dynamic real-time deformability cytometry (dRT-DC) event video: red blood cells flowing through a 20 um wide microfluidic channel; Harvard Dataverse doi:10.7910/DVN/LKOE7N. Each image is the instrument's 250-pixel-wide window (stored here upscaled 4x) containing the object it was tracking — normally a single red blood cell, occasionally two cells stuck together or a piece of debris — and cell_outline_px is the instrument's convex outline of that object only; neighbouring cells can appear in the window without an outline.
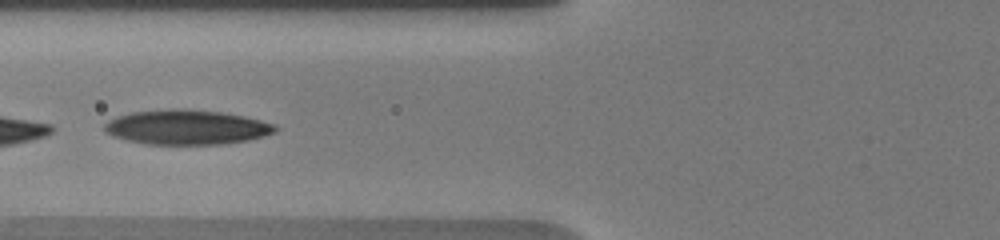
{"species": "human", "species_latin": "Homo sapiens", "temperature_condition": "warm", "stored_images_in_passage": 25, "segment_of_instrument_passage": [2, 2], "camera_frame_rate_fps": 3000, "um_per_image_px": 0.085, "donor": {"sex": "male"}, "frame": {"image": 1, "passage_image": 21, "time_ms": 5.667, "image_size_px": [1000, 240], "cell_outline_px": [[280, 128], [276, 132], [264, 136], [248, 140], [220, 144], [148, 144], [128, 140], [112, 136], [104, 132], [104, 124], [108, 120], [116, 116], [132, 112], [168, 108], [188, 108], [220, 112], [244, 116], [276, 124]], "centroid_in_image_um": [15.87, 10.8], "position_along_channel_um": 109.9, "area_um2": 34.85}}